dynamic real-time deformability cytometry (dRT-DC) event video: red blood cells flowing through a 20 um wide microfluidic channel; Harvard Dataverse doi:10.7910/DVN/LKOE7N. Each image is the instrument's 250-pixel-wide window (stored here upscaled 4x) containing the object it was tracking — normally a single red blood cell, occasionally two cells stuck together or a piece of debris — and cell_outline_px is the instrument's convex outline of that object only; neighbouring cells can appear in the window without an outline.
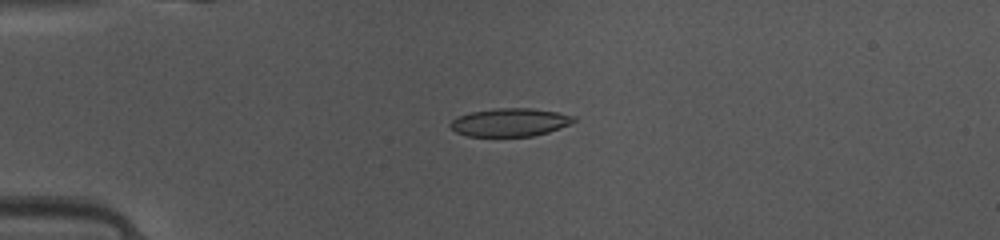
{"species": "common noctule bat (a hibernating species)", "species_latin": "Nyctalus noctula", "temperature_condition": "warm", "stored_images_in_passage": 37, "camera_frame_rate_fps": 3000, "um_per_image_px": 0.085, "animal": {"sex": "female", "body_mass_g": 10.0, "forearm_length_mm": 53.1}, "frame": {"image": 1, "passage_image": 1, "time_ms": 0.0, "image_size_px": [1000, 240], "cell_outline_px": [[576, 120], [560, 128], [548, 132], [532, 136], [468, 136], [456, 132], [448, 124], [456, 116], [468, 112], [496, 108], [532, 108], [556, 112], [576, 116]], "centroid_in_image_um": [43.31, 10.39], "position_along_channel_um": 41.7, "area_um2": 20.29}}
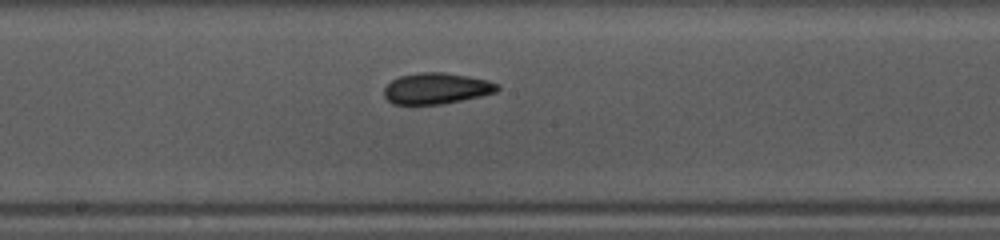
{"frame": {"image": 2, "passage_image": 15, "time_ms": 4.667, "image_size_px": [1000, 240], "cell_outline_px": [[500, 88], [496, 92], [480, 96], [444, 104], [392, 104], [384, 96], [384, 88], [392, 80], [400, 76], [420, 72], [444, 72], [468, 76], [488, 80], [500, 84]], "centroid_in_image_um": [37.11, 7.51], "position_along_channel_um": 211.1, "area_um2": 20.58}}
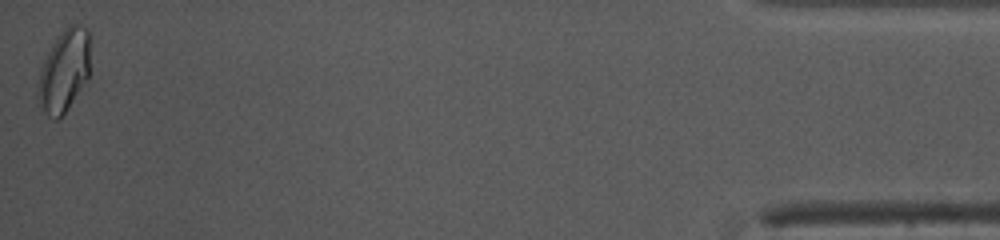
{"frame": {"image": 3, "passage_image": 37, "time_ms": 12.0, "image_size_px": [1000, 240], "cell_outline_px": [[88, 76], [68, 108], [56, 120], [48, 116], [40, 104], [36, 96], [36, 92], [40, 72], [44, 60], [52, 44], [64, 28], [68, 24], [76, 24], [88, 28]], "centroid_in_image_um": [5.42, 6.0], "position_along_channel_um": 429.8, "area_um2": 24.45}, "authors_computed_cell_mechanics": {"area_um2": 20.6346, "velocity_mm_per_s": 4.143, "shape_relaxation_time_tau1_ms": 2.6221, "shape_relaxation_time_tau2_ms": 3.1012, "deformation_change_tau1": 0.0947, "deformation_change_tau2": 0.0759}}